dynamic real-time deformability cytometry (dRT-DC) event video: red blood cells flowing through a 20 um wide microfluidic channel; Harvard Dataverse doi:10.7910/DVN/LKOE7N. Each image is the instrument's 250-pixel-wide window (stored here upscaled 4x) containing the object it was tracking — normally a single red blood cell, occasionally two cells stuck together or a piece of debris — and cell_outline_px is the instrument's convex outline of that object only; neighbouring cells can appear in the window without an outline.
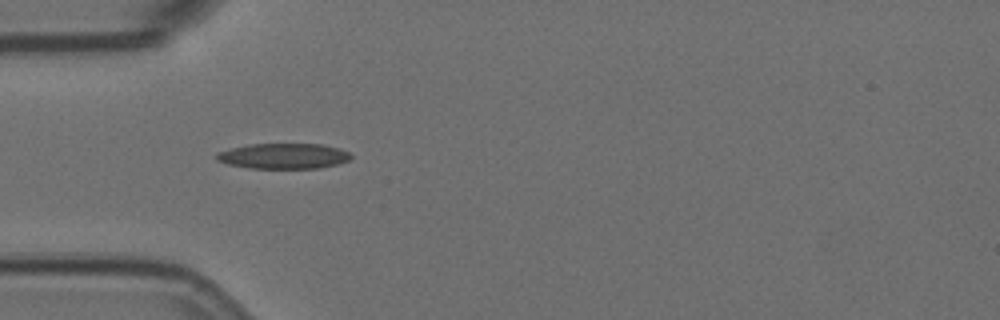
{"species": "Egyptian fruit bat (a non-hibernating species)", "species_latin": "Rousettus aegyptiacus", "temperature_condition": "room temperature", "stored_images_in_passage": 30, "camera_frame_rate_fps": 3000, "um_per_image_px": 0.085, "animal": {"sex": "female"}, "frame": {"image": 1, "passage_image": 1, "time_ms": 0.0, "image_size_px": [1000, 320], "cell_outline_px": [[352, 156], [348, 160], [336, 164], [320, 168], [248, 168], [228, 164], [216, 160], [216, 152], [248, 144], [324, 144], [340, 148], [348, 152]], "centroid_in_image_um": [24.09, 13.26], "position_along_channel_um": 60.9, "area_um2": 19.94}}
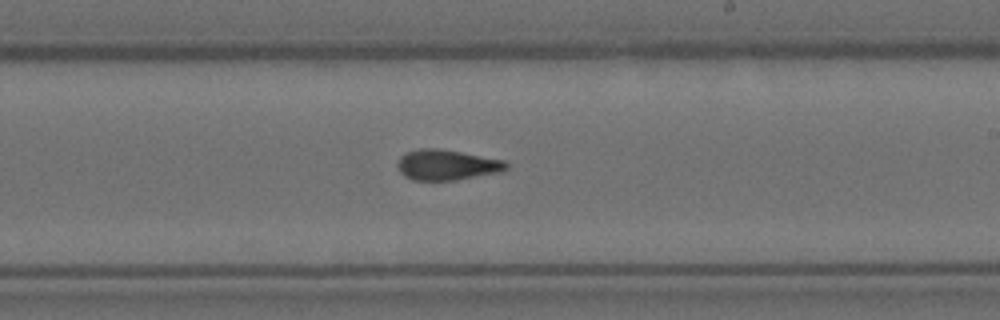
{"frame": {"image": 2, "passage_image": 17, "time_ms": 5.333, "image_size_px": [1000, 320], "cell_outline_px": [[508, 168], [504, 172], [456, 180], [412, 180], [404, 176], [400, 172], [396, 164], [400, 156], [408, 152], [420, 148], [440, 148], [504, 160], [508, 164]], "centroid_in_image_um": [38.0, 14.02], "position_along_channel_um": 251.0, "area_um2": 19.54}}
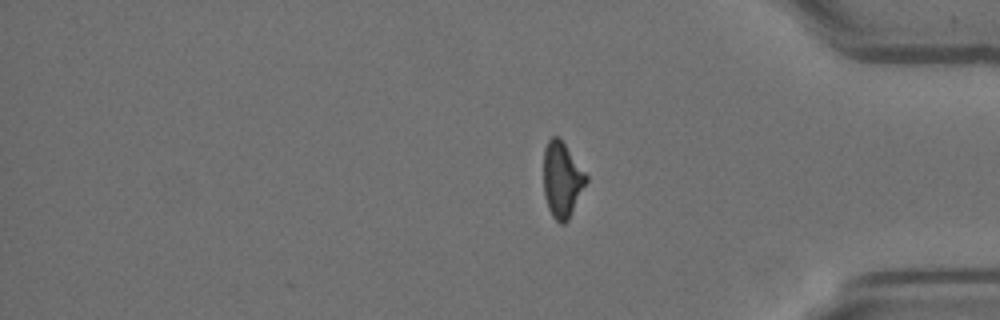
{"frame": {"image": 3, "passage_image": 30, "time_ms": 9.667, "image_size_px": [1000, 320], "cell_outline_px": [[588, 180], [568, 220], [564, 224], [560, 224], [552, 216], [548, 208], [544, 196], [544, 148], [548, 140], [552, 136], [556, 136], [564, 144], [588, 176]], "centroid_in_image_um": [47.76, 15.3], "position_along_channel_um": 387.4, "area_um2": 18.55}, "authors_computed_cell_mechanics": {"area_um2": 19.3341, "velocity_mm_per_s": 3.5876, "shape_relaxation_time_tau1_ms": 7.7216, "shape_relaxation_time_tau2_ms": 2.2995, "deformation_change_tau1": 0.2124, "deformation_change_tau2": 0.0975}}